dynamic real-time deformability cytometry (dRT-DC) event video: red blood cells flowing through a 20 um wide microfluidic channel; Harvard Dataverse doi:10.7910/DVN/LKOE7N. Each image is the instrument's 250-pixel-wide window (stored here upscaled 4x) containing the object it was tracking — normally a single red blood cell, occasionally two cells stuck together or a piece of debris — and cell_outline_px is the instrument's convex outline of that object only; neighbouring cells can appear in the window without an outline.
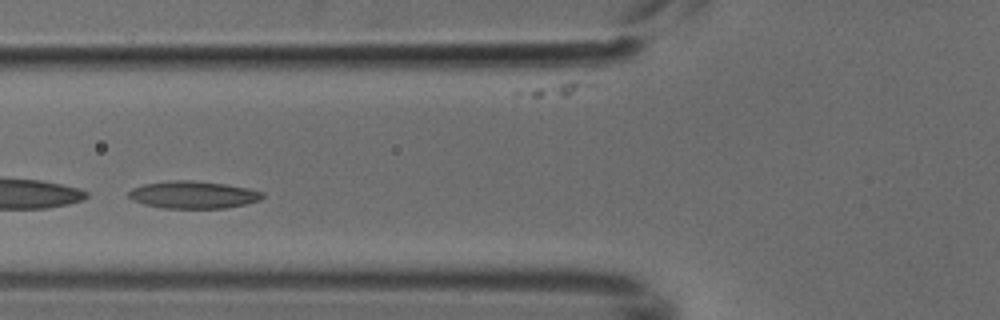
{"species": "common noctule bat (a hibernating species)", "species_latin": "Nyctalus noctula", "temperature_condition": "cold", "stored_images_in_passage": 6, "camera_frame_rate_fps": 3000, "um_per_image_px": 0.085, "animal": {"sex": "male", "body_mass_g": 18.8}, "frame": {"image": 1, "passage_image": 4, "time_ms": 1.0, "image_size_px": [1000, 320], "cell_outline_px": [[264, 196], [260, 200], [244, 204], [224, 208], [160, 208], [144, 204], [132, 200], [128, 196], [128, 192], [132, 188], [144, 184], [168, 180], [192, 180], [224, 184], [248, 188], [264, 192]], "centroid_in_image_um": [16.4, 16.55], "position_along_channel_um": 109.4, "area_um2": 21.39}}
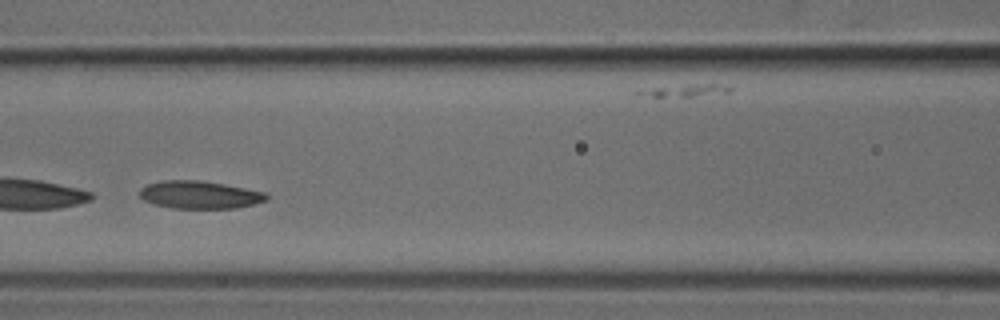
{"frame": {"image": 2, "passage_image": 5, "time_ms": 1.333, "image_size_px": [1000, 320], "cell_outline_px": [[268, 200], [236, 208], [172, 208], [152, 204], [144, 200], [140, 196], [140, 188], [148, 184], [160, 180], [200, 180], [224, 184], [268, 192]], "centroid_in_image_um": [16.97, 16.55], "position_along_channel_um": 149.6, "area_um2": 20.63}}